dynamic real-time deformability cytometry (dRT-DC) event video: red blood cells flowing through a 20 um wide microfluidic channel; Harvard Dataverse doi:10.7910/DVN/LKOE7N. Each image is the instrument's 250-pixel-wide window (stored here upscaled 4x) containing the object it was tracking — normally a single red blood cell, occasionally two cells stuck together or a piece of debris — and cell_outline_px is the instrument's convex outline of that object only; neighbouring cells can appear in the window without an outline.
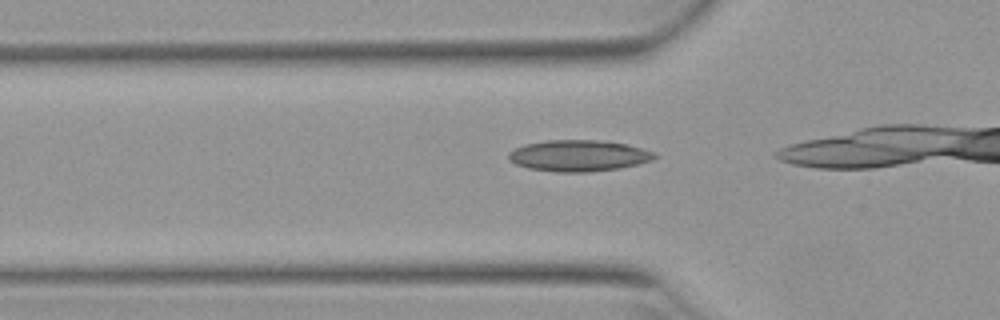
{"species": "Egyptian fruit bat (a non-hibernating species)", "species_latin": "Rousettus aegyptiacus", "temperature_condition": "warm", "stored_images_in_passage": 24, "camera_frame_rate_fps": 3000, "um_per_image_px": 0.085, "animal": {"sex": "female"}, "frame": {"image": 1, "passage_image": 12, "time_ms": 3.667, "image_size_px": [1000, 320], "cell_outline_px": [[660, 156], [652, 160], [620, 168], [588, 172], [560, 172], [528, 168], [516, 164], [508, 160], [508, 152], [524, 144], [544, 140], [600, 140], [624, 144], [656, 152]], "centroid_in_image_um": [49.17, 13.23], "position_along_channel_um": 76.6, "area_um2": 26.65}}
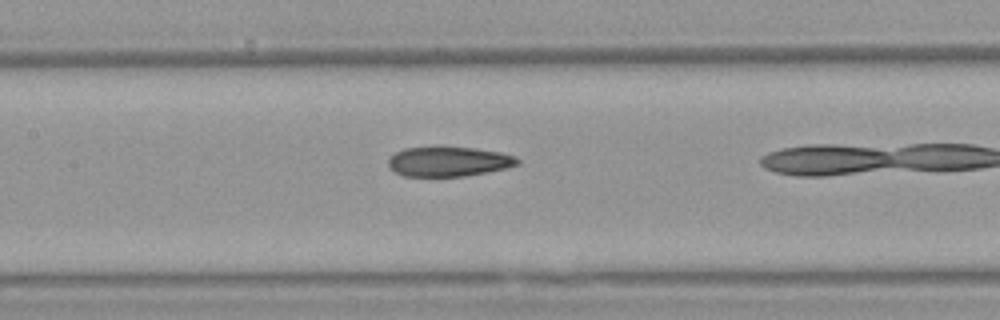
{"frame": {"image": 2, "passage_image": 19, "time_ms": 6.0, "image_size_px": [1000, 320], "cell_outline_px": [[520, 164], [508, 168], [464, 176], [404, 176], [396, 172], [388, 164], [388, 156], [404, 148], [440, 144], [476, 148], [500, 152], [516, 156], [520, 160]], "centroid_in_image_um": [38.14, 13.68], "position_along_channel_um": 169.3, "area_um2": 23.24}}
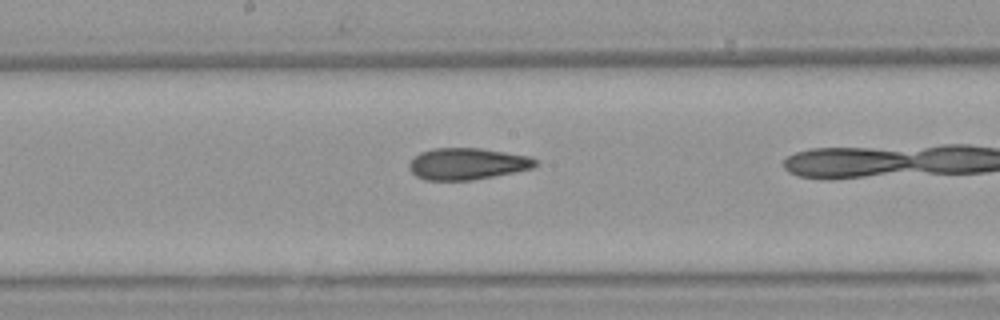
{"frame": {"image": 3, "passage_image": 22, "time_ms": 7.0, "image_size_px": [1000, 320], "cell_outline_px": [[540, 164], [532, 168], [472, 180], [424, 180], [416, 176], [408, 168], [408, 164], [420, 152], [432, 148], [480, 148], [532, 156]], "centroid_in_image_um": [39.72, 13.91], "position_along_channel_um": 208.5, "area_um2": 23.29}}